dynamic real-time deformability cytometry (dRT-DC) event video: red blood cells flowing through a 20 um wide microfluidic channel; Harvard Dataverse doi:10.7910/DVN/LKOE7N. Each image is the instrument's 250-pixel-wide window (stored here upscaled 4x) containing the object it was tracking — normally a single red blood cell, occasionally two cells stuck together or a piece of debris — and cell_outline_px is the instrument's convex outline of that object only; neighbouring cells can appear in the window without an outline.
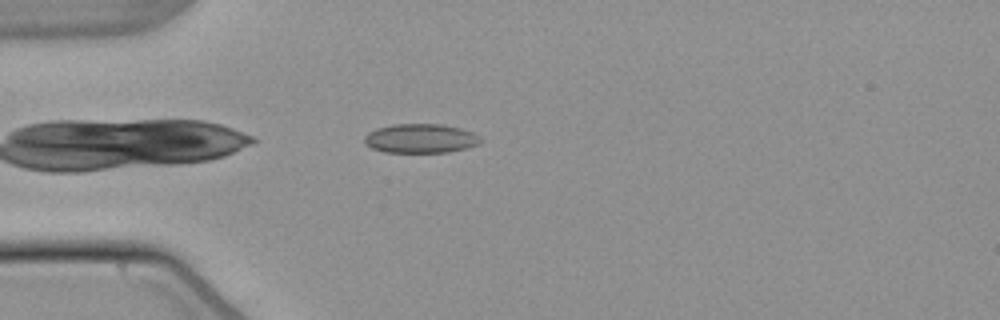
{"species": "common noctule bat (a hibernating species)", "species_latin": "Nyctalus noctula", "temperature_condition": "warm", "stored_images_in_passage": 42, "camera_frame_rate_fps": 3000, "um_per_image_px": 0.085, "animal": {"sex": "male", "body_mass_g": 21.5, "forearm_length_mm": 52.0}, "frame": {"image": 1, "passage_image": 3, "time_ms": 0.667, "image_size_px": [1000, 320], "cell_outline_px": [[480, 144], [448, 152], [384, 152], [372, 148], [364, 144], [364, 136], [368, 132], [376, 128], [392, 124], [440, 124], [460, 128], [472, 132], [480, 136]], "centroid_in_image_um": [35.71, 11.76], "position_along_channel_um": 49.3, "area_um2": 19.77}}
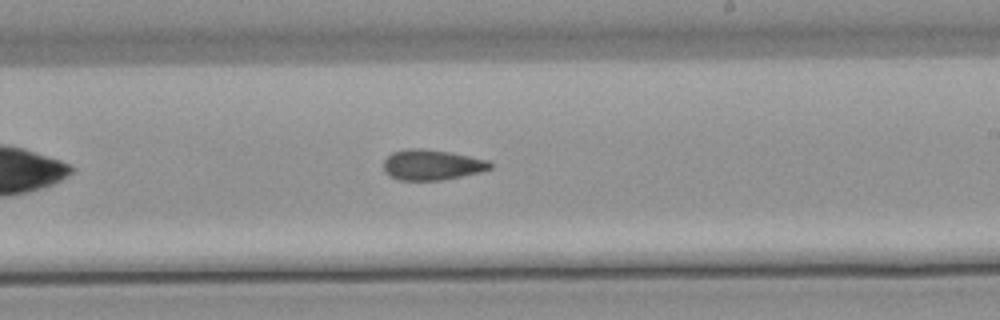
{"frame": {"image": 2, "passage_image": 20, "time_ms": 6.333, "image_size_px": [1000, 320], "cell_outline_px": [[492, 168], [480, 172], [440, 180], [400, 180], [388, 176], [384, 172], [384, 160], [392, 152], [404, 148], [424, 148], [452, 152], [488, 160], [492, 164]], "centroid_in_image_um": [36.68, 13.99], "position_along_channel_um": 252.3, "area_um2": 19.07}}
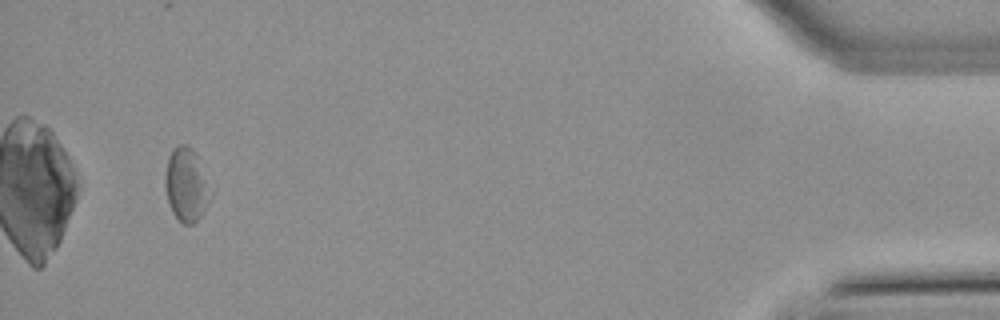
{"frame": {"image": 3, "passage_image": 39, "time_ms": 12.667, "image_size_px": [1000, 320], "cell_outline_px": [[212, 196], [204, 212], [192, 224], [184, 224], [172, 212], [168, 200], [164, 184], [164, 176], [168, 156], [172, 148], [180, 144], [184, 144], [192, 148], [196, 152]], "centroid_in_image_um": [15.82, 15.68], "position_along_channel_um": 419.4, "area_um2": 19.36}, "authors_computed_cell_mechanics": {"area_um2": 19.1029, "velocity_mm_per_s": 3.8206, "shape_relaxation_time_tau1_ms": null, "shape_relaxation_time_tau2_ms": 6.0703, "deformation_change_tau1": null, "deformation_change_tau2": 0.1159}}